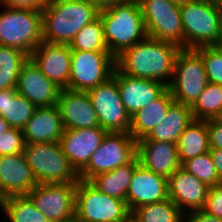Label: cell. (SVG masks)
<instances>
[{
  "mask_svg": "<svg viewBox=\"0 0 222 222\" xmlns=\"http://www.w3.org/2000/svg\"><path fill=\"white\" fill-rule=\"evenodd\" d=\"M180 47L146 37L116 57V68L123 74L150 79L169 85Z\"/></svg>",
  "mask_w": 222,
  "mask_h": 222,
  "instance_id": "obj_1",
  "label": "cell"
},
{
  "mask_svg": "<svg viewBox=\"0 0 222 222\" xmlns=\"http://www.w3.org/2000/svg\"><path fill=\"white\" fill-rule=\"evenodd\" d=\"M99 9L84 0H48L42 12V39L70 44L74 36L99 16Z\"/></svg>",
  "mask_w": 222,
  "mask_h": 222,
  "instance_id": "obj_2",
  "label": "cell"
},
{
  "mask_svg": "<svg viewBox=\"0 0 222 222\" xmlns=\"http://www.w3.org/2000/svg\"><path fill=\"white\" fill-rule=\"evenodd\" d=\"M109 53L119 56L147 37L138 0L117 3L99 11Z\"/></svg>",
  "mask_w": 222,
  "mask_h": 222,
  "instance_id": "obj_3",
  "label": "cell"
},
{
  "mask_svg": "<svg viewBox=\"0 0 222 222\" xmlns=\"http://www.w3.org/2000/svg\"><path fill=\"white\" fill-rule=\"evenodd\" d=\"M23 154L38 184L79 181L59 142L26 143Z\"/></svg>",
  "mask_w": 222,
  "mask_h": 222,
  "instance_id": "obj_4",
  "label": "cell"
},
{
  "mask_svg": "<svg viewBox=\"0 0 222 222\" xmlns=\"http://www.w3.org/2000/svg\"><path fill=\"white\" fill-rule=\"evenodd\" d=\"M184 49L221 45L220 10L217 5L191 0L180 6Z\"/></svg>",
  "mask_w": 222,
  "mask_h": 222,
  "instance_id": "obj_5",
  "label": "cell"
},
{
  "mask_svg": "<svg viewBox=\"0 0 222 222\" xmlns=\"http://www.w3.org/2000/svg\"><path fill=\"white\" fill-rule=\"evenodd\" d=\"M1 9L0 45L17 48L29 56L43 41L42 12L4 6Z\"/></svg>",
  "mask_w": 222,
  "mask_h": 222,
  "instance_id": "obj_6",
  "label": "cell"
},
{
  "mask_svg": "<svg viewBox=\"0 0 222 222\" xmlns=\"http://www.w3.org/2000/svg\"><path fill=\"white\" fill-rule=\"evenodd\" d=\"M75 218L79 222H131V212L126 201L100 192L89 181L79 180Z\"/></svg>",
  "mask_w": 222,
  "mask_h": 222,
  "instance_id": "obj_7",
  "label": "cell"
},
{
  "mask_svg": "<svg viewBox=\"0 0 222 222\" xmlns=\"http://www.w3.org/2000/svg\"><path fill=\"white\" fill-rule=\"evenodd\" d=\"M201 56L194 49H180L168 89L175 102L192 106L208 85Z\"/></svg>",
  "mask_w": 222,
  "mask_h": 222,
  "instance_id": "obj_8",
  "label": "cell"
},
{
  "mask_svg": "<svg viewBox=\"0 0 222 222\" xmlns=\"http://www.w3.org/2000/svg\"><path fill=\"white\" fill-rule=\"evenodd\" d=\"M116 68V58L109 51L71 50L68 90L83 91L108 81Z\"/></svg>",
  "mask_w": 222,
  "mask_h": 222,
  "instance_id": "obj_9",
  "label": "cell"
},
{
  "mask_svg": "<svg viewBox=\"0 0 222 222\" xmlns=\"http://www.w3.org/2000/svg\"><path fill=\"white\" fill-rule=\"evenodd\" d=\"M148 37L184 49L180 6L169 0H138Z\"/></svg>",
  "mask_w": 222,
  "mask_h": 222,
  "instance_id": "obj_10",
  "label": "cell"
},
{
  "mask_svg": "<svg viewBox=\"0 0 222 222\" xmlns=\"http://www.w3.org/2000/svg\"><path fill=\"white\" fill-rule=\"evenodd\" d=\"M136 156L137 141L129 133L108 132L87 166L79 173V180L90 181L100 173L130 163Z\"/></svg>",
  "mask_w": 222,
  "mask_h": 222,
  "instance_id": "obj_11",
  "label": "cell"
},
{
  "mask_svg": "<svg viewBox=\"0 0 222 222\" xmlns=\"http://www.w3.org/2000/svg\"><path fill=\"white\" fill-rule=\"evenodd\" d=\"M101 128L111 133H129L130 115L119 95L117 81L111 77L105 83L87 91Z\"/></svg>",
  "mask_w": 222,
  "mask_h": 222,
  "instance_id": "obj_12",
  "label": "cell"
},
{
  "mask_svg": "<svg viewBox=\"0 0 222 222\" xmlns=\"http://www.w3.org/2000/svg\"><path fill=\"white\" fill-rule=\"evenodd\" d=\"M77 183L37 184L27 195L50 222H66L75 217Z\"/></svg>",
  "mask_w": 222,
  "mask_h": 222,
  "instance_id": "obj_13",
  "label": "cell"
},
{
  "mask_svg": "<svg viewBox=\"0 0 222 222\" xmlns=\"http://www.w3.org/2000/svg\"><path fill=\"white\" fill-rule=\"evenodd\" d=\"M108 132L98 127L64 129L60 145L71 166L79 174L89 163Z\"/></svg>",
  "mask_w": 222,
  "mask_h": 222,
  "instance_id": "obj_14",
  "label": "cell"
},
{
  "mask_svg": "<svg viewBox=\"0 0 222 222\" xmlns=\"http://www.w3.org/2000/svg\"><path fill=\"white\" fill-rule=\"evenodd\" d=\"M41 72L61 89L68 88L71 49L68 44L42 41L29 55Z\"/></svg>",
  "mask_w": 222,
  "mask_h": 222,
  "instance_id": "obj_15",
  "label": "cell"
},
{
  "mask_svg": "<svg viewBox=\"0 0 222 222\" xmlns=\"http://www.w3.org/2000/svg\"><path fill=\"white\" fill-rule=\"evenodd\" d=\"M112 77L117 81L120 98L130 116L157 99L168 88L163 82L123 74L117 68Z\"/></svg>",
  "mask_w": 222,
  "mask_h": 222,
  "instance_id": "obj_16",
  "label": "cell"
},
{
  "mask_svg": "<svg viewBox=\"0 0 222 222\" xmlns=\"http://www.w3.org/2000/svg\"><path fill=\"white\" fill-rule=\"evenodd\" d=\"M16 90L36 107H51L57 105L61 88L50 81L29 58L21 67Z\"/></svg>",
  "mask_w": 222,
  "mask_h": 222,
  "instance_id": "obj_17",
  "label": "cell"
},
{
  "mask_svg": "<svg viewBox=\"0 0 222 222\" xmlns=\"http://www.w3.org/2000/svg\"><path fill=\"white\" fill-rule=\"evenodd\" d=\"M168 198L183 212L202 210L209 186L181 166L168 179Z\"/></svg>",
  "mask_w": 222,
  "mask_h": 222,
  "instance_id": "obj_18",
  "label": "cell"
},
{
  "mask_svg": "<svg viewBox=\"0 0 222 222\" xmlns=\"http://www.w3.org/2000/svg\"><path fill=\"white\" fill-rule=\"evenodd\" d=\"M57 106L64 129L100 126L97 113L87 92L61 89Z\"/></svg>",
  "mask_w": 222,
  "mask_h": 222,
  "instance_id": "obj_19",
  "label": "cell"
},
{
  "mask_svg": "<svg viewBox=\"0 0 222 222\" xmlns=\"http://www.w3.org/2000/svg\"><path fill=\"white\" fill-rule=\"evenodd\" d=\"M168 199L167 178L139 164L132 175L127 191V206L132 212L139 206Z\"/></svg>",
  "mask_w": 222,
  "mask_h": 222,
  "instance_id": "obj_20",
  "label": "cell"
},
{
  "mask_svg": "<svg viewBox=\"0 0 222 222\" xmlns=\"http://www.w3.org/2000/svg\"><path fill=\"white\" fill-rule=\"evenodd\" d=\"M37 184L23 153L0 156V200L27 195Z\"/></svg>",
  "mask_w": 222,
  "mask_h": 222,
  "instance_id": "obj_21",
  "label": "cell"
},
{
  "mask_svg": "<svg viewBox=\"0 0 222 222\" xmlns=\"http://www.w3.org/2000/svg\"><path fill=\"white\" fill-rule=\"evenodd\" d=\"M137 157L143 167L167 179L181 166L177 145L172 142L139 140Z\"/></svg>",
  "mask_w": 222,
  "mask_h": 222,
  "instance_id": "obj_22",
  "label": "cell"
},
{
  "mask_svg": "<svg viewBox=\"0 0 222 222\" xmlns=\"http://www.w3.org/2000/svg\"><path fill=\"white\" fill-rule=\"evenodd\" d=\"M63 131L64 127L57 105L37 107L22 129L25 144L59 142Z\"/></svg>",
  "mask_w": 222,
  "mask_h": 222,
  "instance_id": "obj_23",
  "label": "cell"
},
{
  "mask_svg": "<svg viewBox=\"0 0 222 222\" xmlns=\"http://www.w3.org/2000/svg\"><path fill=\"white\" fill-rule=\"evenodd\" d=\"M194 121L191 106L173 102L159 124L141 140H155L177 144L185 128Z\"/></svg>",
  "mask_w": 222,
  "mask_h": 222,
  "instance_id": "obj_24",
  "label": "cell"
},
{
  "mask_svg": "<svg viewBox=\"0 0 222 222\" xmlns=\"http://www.w3.org/2000/svg\"><path fill=\"white\" fill-rule=\"evenodd\" d=\"M175 100L167 88L157 99L150 101L143 109L130 116L129 134L139 141L147 137L160 120L165 117L169 106Z\"/></svg>",
  "mask_w": 222,
  "mask_h": 222,
  "instance_id": "obj_25",
  "label": "cell"
},
{
  "mask_svg": "<svg viewBox=\"0 0 222 222\" xmlns=\"http://www.w3.org/2000/svg\"><path fill=\"white\" fill-rule=\"evenodd\" d=\"M139 164V159L136 156L130 163L119 166L112 171L100 173L93 177L89 182L100 192L126 201L127 203V191L130 181L135 168Z\"/></svg>",
  "mask_w": 222,
  "mask_h": 222,
  "instance_id": "obj_26",
  "label": "cell"
},
{
  "mask_svg": "<svg viewBox=\"0 0 222 222\" xmlns=\"http://www.w3.org/2000/svg\"><path fill=\"white\" fill-rule=\"evenodd\" d=\"M36 108L26 97L17 93L16 88L0 90V116L12 128L22 130Z\"/></svg>",
  "mask_w": 222,
  "mask_h": 222,
  "instance_id": "obj_27",
  "label": "cell"
},
{
  "mask_svg": "<svg viewBox=\"0 0 222 222\" xmlns=\"http://www.w3.org/2000/svg\"><path fill=\"white\" fill-rule=\"evenodd\" d=\"M176 145L180 164L208 152L210 145L206 120H194L190 123L180 135Z\"/></svg>",
  "mask_w": 222,
  "mask_h": 222,
  "instance_id": "obj_28",
  "label": "cell"
},
{
  "mask_svg": "<svg viewBox=\"0 0 222 222\" xmlns=\"http://www.w3.org/2000/svg\"><path fill=\"white\" fill-rule=\"evenodd\" d=\"M4 222H50L28 195H12L0 200Z\"/></svg>",
  "mask_w": 222,
  "mask_h": 222,
  "instance_id": "obj_29",
  "label": "cell"
},
{
  "mask_svg": "<svg viewBox=\"0 0 222 222\" xmlns=\"http://www.w3.org/2000/svg\"><path fill=\"white\" fill-rule=\"evenodd\" d=\"M131 222H184V213L168 198L139 206L131 212Z\"/></svg>",
  "mask_w": 222,
  "mask_h": 222,
  "instance_id": "obj_30",
  "label": "cell"
},
{
  "mask_svg": "<svg viewBox=\"0 0 222 222\" xmlns=\"http://www.w3.org/2000/svg\"><path fill=\"white\" fill-rule=\"evenodd\" d=\"M28 59L19 49L0 45V90L16 88L21 67Z\"/></svg>",
  "mask_w": 222,
  "mask_h": 222,
  "instance_id": "obj_31",
  "label": "cell"
},
{
  "mask_svg": "<svg viewBox=\"0 0 222 222\" xmlns=\"http://www.w3.org/2000/svg\"><path fill=\"white\" fill-rule=\"evenodd\" d=\"M194 120L218 118L222 113V86L208 83L191 106Z\"/></svg>",
  "mask_w": 222,
  "mask_h": 222,
  "instance_id": "obj_32",
  "label": "cell"
},
{
  "mask_svg": "<svg viewBox=\"0 0 222 222\" xmlns=\"http://www.w3.org/2000/svg\"><path fill=\"white\" fill-rule=\"evenodd\" d=\"M69 47L71 50L80 51H108L100 16L85 25L74 36Z\"/></svg>",
  "mask_w": 222,
  "mask_h": 222,
  "instance_id": "obj_33",
  "label": "cell"
},
{
  "mask_svg": "<svg viewBox=\"0 0 222 222\" xmlns=\"http://www.w3.org/2000/svg\"><path fill=\"white\" fill-rule=\"evenodd\" d=\"M181 167L209 187L219 184V177L209 151L184 161Z\"/></svg>",
  "mask_w": 222,
  "mask_h": 222,
  "instance_id": "obj_34",
  "label": "cell"
},
{
  "mask_svg": "<svg viewBox=\"0 0 222 222\" xmlns=\"http://www.w3.org/2000/svg\"><path fill=\"white\" fill-rule=\"evenodd\" d=\"M202 58L208 81L222 86V44L194 49Z\"/></svg>",
  "mask_w": 222,
  "mask_h": 222,
  "instance_id": "obj_35",
  "label": "cell"
},
{
  "mask_svg": "<svg viewBox=\"0 0 222 222\" xmlns=\"http://www.w3.org/2000/svg\"><path fill=\"white\" fill-rule=\"evenodd\" d=\"M24 145L22 130L11 127L0 135V156L23 153Z\"/></svg>",
  "mask_w": 222,
  "mask_h": 222,
  "instance_id": "obj_36",
  "label": "cell"
},
{
  "mask_svg": "<svg viewBox=\"0 0 222 222\" xmlns=\"http://www.w3.org/2000/svg\"><path fill=\"white\" fill-rule=\"evenodd\" d=\"M204 212L222 219V184L211 186L206 197Z\"/></svg>",
  "mask_w": 222,
  "mask_h": 222,
  "instance_id": "obj_37",
  "label": "cell"
},
{
  "mask_svg": "<svg viewBox=\"0 0 222 222\" xmlns=\"http://www.w3.org/2000/svg\"><path fill=\"white\" fill-rule=\"evenodd\" d=\"M210 148L222 149V121L219 118L206 120Z\"/></svg>",
  "mask_w": 222,
  "mask_h": 222,
  "instance_id": "obj_38",
  "label": "cell"
},
{
  "mask_svg": "<svg viewBox=\"0 0 222 222\" xmlns=\"http://www.w3.org/2000/svg\"><path fill=\"white\" fill-rule=\"evenodd\" d=\"M48 0H0V5L8 8L42 11Z\"/></svg>",
  "mask_w": 222,
  "mask_h": 222,
  "instance_id": "obj_39",
  "label": "cell"
},
{
  "mask_svg": "<svg viewBox=\"0 0 222 222\" xmlns=\"http://www.w3.org/2000/svg\"><path fill=\"white\" fill-rule=\"evenodd\" d=\"M184 222H222V219L203 210H196L184 213Z\"/></svg>",
  "mask_w": 222,
  "mask_h": 222,
  "instance_id": "obj_40",
  "label": "cell"
},
{
  "mask_svg": "<svg viewBox=\"0 0 222 222\" xmlns=\"http://www.w3.org/2000/svg\"><path fill=\"white\" fill-rule=\"evenodd\" d=\"M209 153L219 177V184H222V149L210 148Z\"/></svg>",
  "mask_w": 222,
  "mask_h": 222,
  "instance_id": "obj_41",
  "label": "cell"
},
{
  "mask_svg": "<svg viewBox=\"0 0 222 222\" xmlns=\"http://www.w3.org/2000/svg\"><path fill=\"white\" fill-rule=\"evenodd\" d=\"M90 4L95 5L99 10L107 8L117 3L127 2L129 0H84Z\"/></svg>",
  "mask_w": 222,
  "mask_h": 222,
  "instance_id": "obj_42",
  "label": "cell"
},
{
  "mask_svg": "<svg viewBox=\"0 0 222 222\" xmlns=\"http://www.w3.org/2000/svg\"><path fill=\"white\" fill-rule=\"evenodd\" d=\"M11 127L9 123L0 116V135L9 130Z\"/></svg>",
  "mask_w": 222,
  "mask_h": 222,
  "instance_id": "obj_43",
  "label": "cell"
},
{
  "mask_svg": "<svg viewBox=\"0 0 222 222\" xmlns=\"http://www.w3.org/2000/svg\"><path fill=\"white\" fill-rule=\"evenodd\" d=\"M169 1H171L174 4H177V5L181 6V5L186 4L187 2H189L191 0H169Z\"/></svg>",
  "mask_w": 222,
  "mask_h": 222,
  "instance_id": "obj_44",
  "label": "cell"
},
{
  "mask_svg": "<svg viewBox=\"0 0 222 222\" xmlns=\"http://www.w3.org/2000/svg\"><path fill=\"white\" fill-rule=\"evenodd\" d=\"M195 1H198V2H201V3H207V4H214V5H216L218 0H195Z\"/></svg>",
  "mask_w": 222,
  "mask_h": 222,
  "instance_id": "obj_45",
  "label": "cell"
},
{
  "mask_svg": "<svg viewBox=\"0 0 222 222\" xmlns=\"http://www.w3.org/2000/svg\"><path fill=\"white\" fill-rule=\"evenodd\" d=\"M220 10V20H221V35H222V8H219Z\"/></svg>",
  "mask_w": 222,
  "mask_h": 222,
  "instance_id": "obj_46",
  "label": "cell"
},
{
  "mask_svg": "<svg viewBox=\"0 0 222 222\" xmlns=\"http://www.w3.org/2000/svg\"><path fill=\"white\" fill-rule=\"evenodd\" d=\"M216 5L218 8H222V0H218Z\"/></svg>",
  "mask_w": 222,
  "mask_h": 222,
  "instance_id": "obj_47",
  "label": "cell"
},
{
  "mask_svg": "<svg viewBox=\"0 0 222 222\" xmlns=\"http://www.w3.org/2000/svg\"><path fill=\"white\" fill-rule=\"evenodd\" d=\"M66 222H79L75 217L69 221H66Z\"/></svg>",
  "mask_w": 222,
  "mask_h": 222,
  "instance_id": "obj_48",
  "label": "cell"
},
{
  "mask_svg": "<svg viewBox=\"0 0 222 222\" xmlns=\"http://www.w3.org/2000/svg\"><path fill=\"white\" fill-rule=\"evenodd\" d=\"M218 118L222 121V113H221V115Z\"/></svg>",
  "mask_w": 222,
  "mask_h": 222,
  "instance_id": "obj_49",
  "label": "cell"
}]
</instances>
